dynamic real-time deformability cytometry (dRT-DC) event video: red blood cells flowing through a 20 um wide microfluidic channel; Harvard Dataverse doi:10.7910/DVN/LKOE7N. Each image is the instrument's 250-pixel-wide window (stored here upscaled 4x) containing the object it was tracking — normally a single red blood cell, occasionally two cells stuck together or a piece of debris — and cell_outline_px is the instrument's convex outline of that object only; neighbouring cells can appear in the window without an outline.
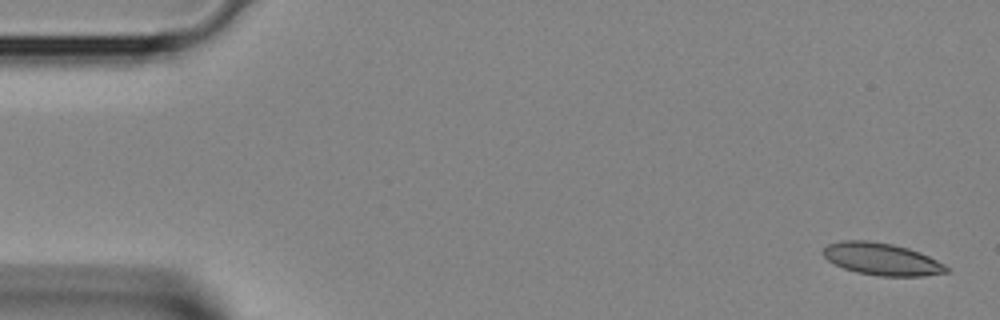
{"species": "Egyptian fruit bat (a non-hibernating species)", "species_latin": "Rousettus aegyptiacus", "temperature_condition": "room temperature", "stored_images_in_passage": 40, "camera_frame_rate_fps": 3000, "um_per_image_px": 0.085, "animal": {"sex": "female"}, "frame": {"image": 1, "passage_image": 1, "time_ms": 0.0, "image_size_px": [1000, 320], "cell_outline_px": [[952, 272], [924, 276], [880, 276], [856, 272], [844, 268], [828, 260], [820, 252], [828, 244], [840, 240], [868, 240], [892, 244], [908, 248], [920, 252], [952, 268]], "centroid_in_image_um": [74.98, 22.02], "position_along_channel_um": 10.0, "area_um2": 23.35}}
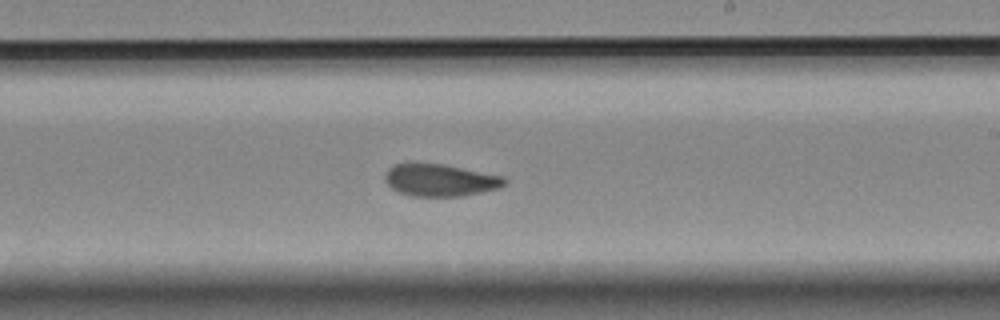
{"frame": {"image": 2, "passage_image": 23, "time_ms": 7.333, "image_size_px": [1000, 320], "cell_outline_px": [[508, 180], [500, 188], [460, 196], [412, 196], [400, 192], [392, 188], [384, 180], [384, 172], [392, 164], [408, 160], [412, 160], [444, 164], [504, 176]], "centroid_in_image_um": [37.34, 15.26], "position_along_channel_um": 251.7, "area_um2": 23.18}}
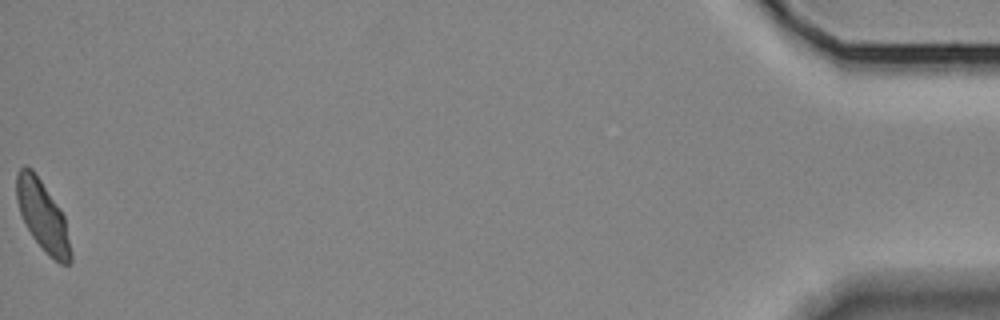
{"frame": {"image": 3, "passage_image": 40, "time_ms": 13.0, "image_size_px": [1000, 320], "cell_outline_px": [[72, 260], [68, 264], [60, 264], [44, 252], [32, 236], [20, 212], [16, 200], [16, 172], [24, 164], [32, 168], [60, 208], [64, 216], [72, 252]], "centroid_in_image_um": [3.63, 18.35], "position_along_channel_um": 431.6, "area_um2": 22.2}}